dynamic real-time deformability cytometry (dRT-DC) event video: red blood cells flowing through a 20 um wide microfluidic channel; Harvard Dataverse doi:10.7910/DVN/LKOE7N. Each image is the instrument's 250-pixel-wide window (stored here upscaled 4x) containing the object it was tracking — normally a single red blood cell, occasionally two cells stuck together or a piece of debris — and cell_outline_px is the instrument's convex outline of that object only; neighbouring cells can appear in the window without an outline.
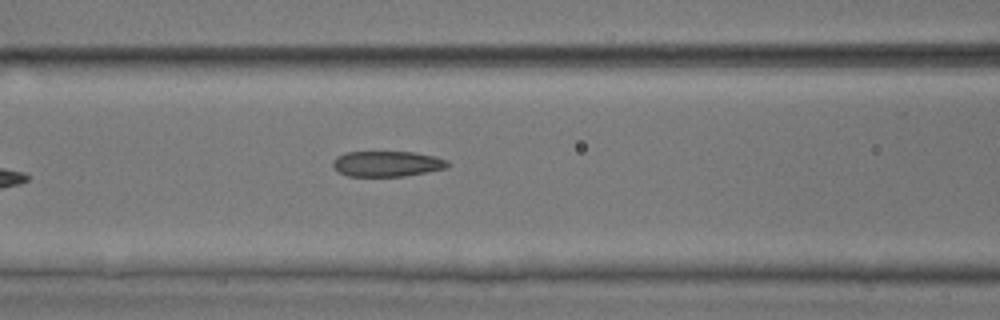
{"species": "common noctule bat (a hibernating species)", "species_latin": "Nyctalus noctula", "temperature_condition": "room temperature", "stored_images_in_passage": 7, "camera_frame_rate_fps": 3000, "um_per_image_px": 0.085, "animal": {"sex": "male", "body_mass_g": 17.9, "forearm_length_mm": 54.2}, "frame": {"image": 1, "passage_image": 7, "time_ms": 8.0, "image_size_px": [1000, 320], "cell_outline_px": [[448, 164], [444, 168], [404, 176], [348, 176], [340, 172], [332, 164], [332, 160], [336, 156], [344, 152], [416, 152], [436, 156], [448, 160]], "centroid_in_image_um": [32.87, 13.9], "position_along_channel_um": 133.7, "area_um2": 16.99}}